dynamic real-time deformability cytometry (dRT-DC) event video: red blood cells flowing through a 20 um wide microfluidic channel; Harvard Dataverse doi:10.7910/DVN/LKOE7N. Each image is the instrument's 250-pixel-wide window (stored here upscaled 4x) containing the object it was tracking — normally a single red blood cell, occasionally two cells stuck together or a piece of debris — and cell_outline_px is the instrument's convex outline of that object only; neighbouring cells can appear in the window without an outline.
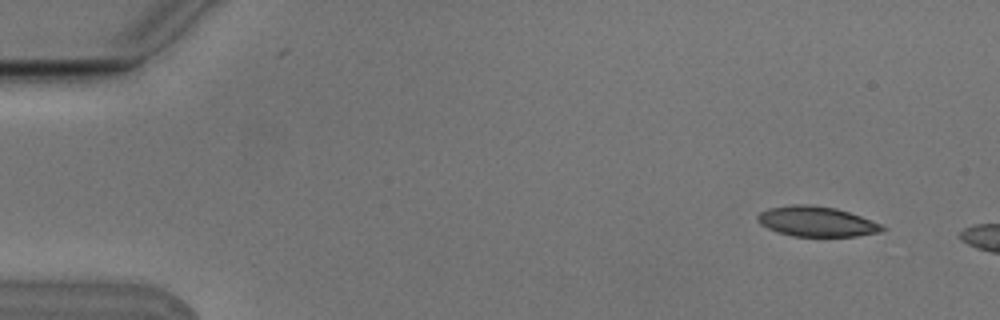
{"species": "Egyptian fruit bat (a non-hibernating species)", "species_latin": "Rousettus aegyptiacus", "temperature_condition": "cold", "stored_images_in_passage": 6, "segment_of_instrument_passage": [2, 2], "camera_frame_rate_fps": 3000, "um_per_image_px": 0.085, "animal": {"sex": "male"}, "frame": {"image": 1, "passage_image": 6, "time_ms": 1.667, "image_size_px": [1000, 320], "cell_outline_px": [[888, 228], [884, 232], [856, 236], [792, 236], [768, 228], [760, 224], [756, 220], [756, 216], [760, 212], [768, 208], [792, 204], [808, 204], [836, 208], [860, 216], [880, 224]], "centroid_in_image_um": [69.41, 18.82], "position_along_channel_um": 15.6, "area_um2": 21.91}}